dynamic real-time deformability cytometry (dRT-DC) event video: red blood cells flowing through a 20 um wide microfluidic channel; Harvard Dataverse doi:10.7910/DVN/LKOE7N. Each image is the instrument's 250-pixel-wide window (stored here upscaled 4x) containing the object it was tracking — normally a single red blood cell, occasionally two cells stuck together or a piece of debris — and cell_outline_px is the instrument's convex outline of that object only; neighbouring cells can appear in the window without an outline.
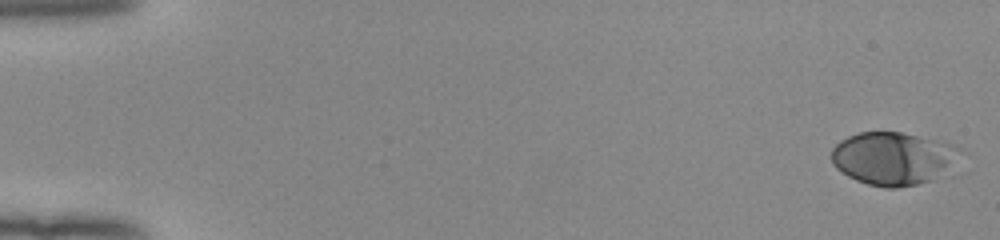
{"species": "human", "species_latin": "Homo sapiens", "temperature_condition": "room temperature", "stored_images_in_passage": 52, "camera_frame_rate_fps": 3000, "um_per_image_px": 0.085, "donor": {"sex": "female"}, "frame": {"image": 1, "passage_image": 1, "time_ms": 0.0, "image_size_px": [1000, 240], "cell_outline_px": [[960, 148], [944, 172], [940, 176], [932, 180], [916, 184], [896, 188], [884, 188], [868, 184], [856, 180], [848, 176], [836, 168], [832, 164], [832, 148], [840, 140], [848, 136], [860, 132], [900, 132], [952, 144]], "centroid_in_image_um": [75.82, 13.47], "position_along_channel_um": 9.2, "area_um2": 38.96}}
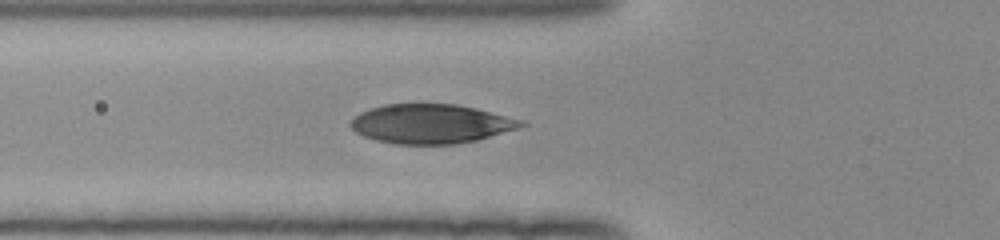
{"frame": {"image": 2, "passage_image": 20, "time_ms": 6.333, "image_size_px": [1000, 240], "cell_outline_px": [[528, 124], [520, 128], [476, 140], [456, 144], [396, 144], [376, 140], [364, 136], [356, 132], [348, 124], [360, 112], [384, 104], [456, 104], [476, 108], [520, 120]], "centroid_in_image_um": [36.62, 10.53], "position_along_channel_um": 89.2, "area_um2": 38.78}}
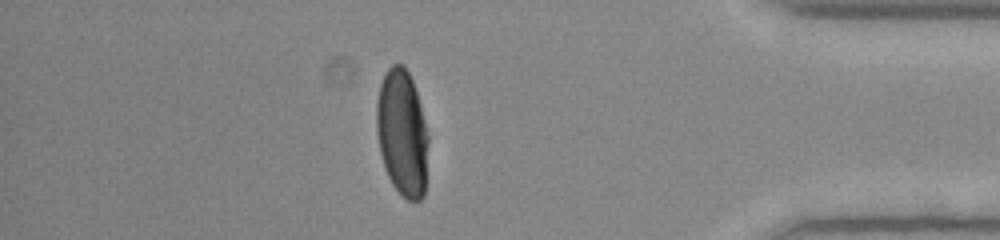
{"frame": {"image": 3, "passage_image": 46, "time_ms": 15.0, "image_size_px": [1000, 240], "cell_outline_px": [[428, 140], [424, 196], [420, 200], [408, 200], [392, 184], [388, 176], [380, 152], [376, 132], [376, 104], [380, 84], [388, 68], [392, 64], [404, 64], [412, 80], [420, 104], [428, 136]], "centroid_in_image_um": [34.17, 11.28], "position_along_channel_um": 401.0, "area_um2": 37.92}, "authors_computed_cell_mechanics": {"area_um2": 39.2173, "velocity_mm_per_s": 3.9545, "shape_relaxation_time_tau1_ms": 4.0741, "shape_relaxation_time_tau2_ms": null, "deformation_change_tau1": 0.2146, "deformation_change_tau2": null}}